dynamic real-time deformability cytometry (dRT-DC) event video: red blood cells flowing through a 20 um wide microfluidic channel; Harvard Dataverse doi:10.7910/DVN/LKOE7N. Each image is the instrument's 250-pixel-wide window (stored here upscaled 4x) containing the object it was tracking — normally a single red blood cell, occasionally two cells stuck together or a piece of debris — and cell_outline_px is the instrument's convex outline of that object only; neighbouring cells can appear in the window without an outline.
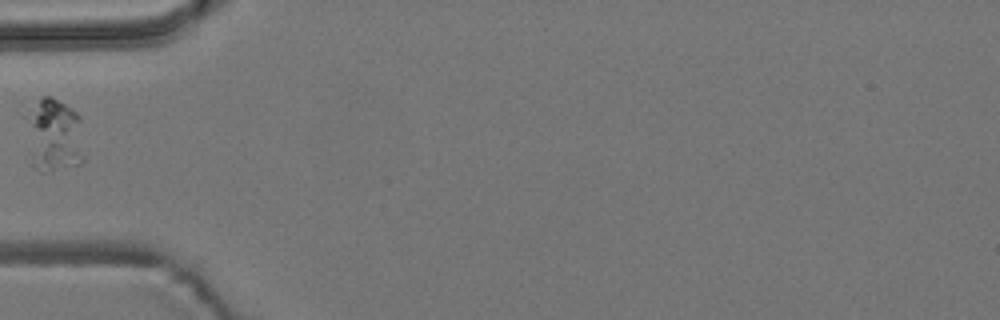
{"species": "common noctule bat (a hibernating species)", "species_latin": "Nyctalus noctula", "temperature_condition": "room temperature", "stored_images_in_passage": 7, "segment_of_instrument_passage": [2, 2], "camera_frame_rate_fps": 3000, "um_per_image_px": 0.085, "animal": {"sex": "male", "body_mass_g": 19.2, "forearm_length_mm": 51.8}, "frame": {"image": 1, "passage_image": 6, "time_ms": 6.0, "image_size_px": [1000, 320], "cell_outline_px": [[84, 160], [80, 164], [44, 172], [40, 172], [28, 164], [20, 116], [44, 96], [52, 96], [72, 108], [80, 116]], "centroid_in_image_um": [4.44, 11.5], "position_along_channel_um": 80.6, "area_um2": 26.88}}
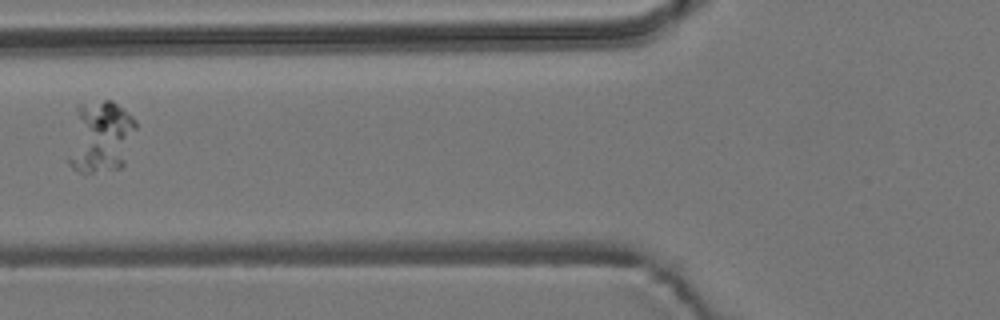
{"frame": {"image": 2, "passage_image": 7, "time_ms": 7.0, "image_size_px": [1000, 320], "cell_outline_px": [[136, 128], [124, 164], [120, 168], [92, 172], [80, 172], [72, 168], [68, 164], [68, 160], [76, 108], [80, 104], [104, 100], [112, 100], [132, 116], [136, 120]], "centroid_in_image_um": [8.55, 11.62], "position_along_channel_um": 117.2, "area_um2": 28.09}}